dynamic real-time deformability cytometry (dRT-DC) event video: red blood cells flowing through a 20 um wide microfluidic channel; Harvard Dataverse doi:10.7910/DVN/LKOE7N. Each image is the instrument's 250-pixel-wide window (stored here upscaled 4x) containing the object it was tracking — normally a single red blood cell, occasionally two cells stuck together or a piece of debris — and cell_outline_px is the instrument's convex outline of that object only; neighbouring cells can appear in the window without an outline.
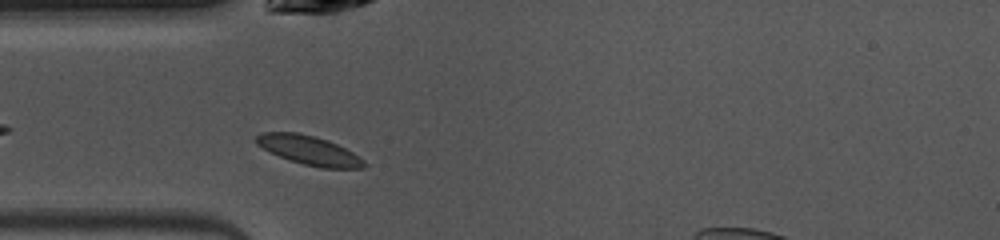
{"species": "common noctule bat (a hibernating species)", "species_latin": "Nyctalus noctula", "temperature_condition": "warm", "stored_images_in_passage": 24, "camera_frame_rate_fps": 3000, "um_per_image_px": 0.085, "animal": {"sex": "female", "body_mass_g": 10.0, "forearm_length_mm": 53.1}, "frame": {"image": 1, "passage_image": 2, "time_ms": 0.333, "image_size_px": [1000, 240], "cell_outline_px": [[368, 164], [364, 168], [320, 168], [288, 160], [256, 144], [256, 136], [260, 132], [300, 132], [328, 140], [352, 152], [364, 160]], "centroid_in_image_um": [26.28, 12.77], "position_along_channel_um": 58.7, "area_um2": 18.21}}
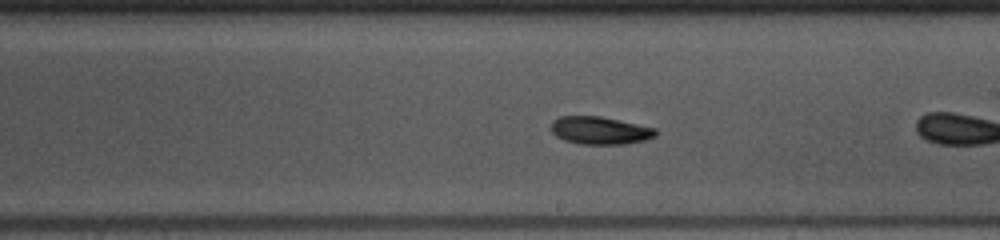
{"frame": {"image": 2, "passage_image": 13, "time_ms": 4.0, "image_size_px": [1000, 240], "cell_outline_px": [[656, 136], [644, 140], [624, 144], [580, 144], [564, 140], [556, 136], [552, 132], [552, 120], [560, 116], [600, 116], [656, 128]], "centroid_in_image_um": [50.98, 11.09], "position_along_channel_um": 238.0, "area_um2": 16.82}}
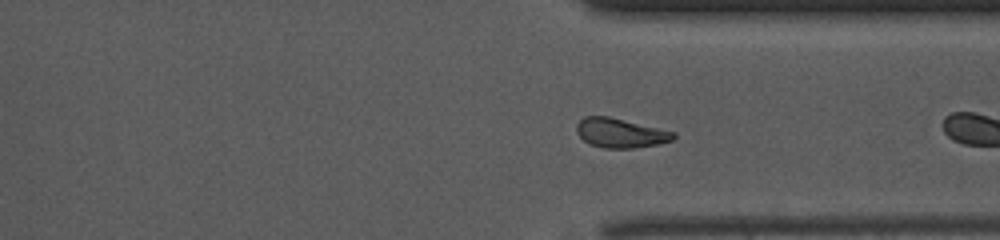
{"frame": {"image": 3, "passage_image": 22, "time_ms": 7.0, "image_size_px": [1000, 240], "cell_outline_px": [[676, 136], [672, 140], [656, 144], [636, 148], [604, 148], [588, 144], [576, 132], [576, 124], [584, 116], [608, 116], [676, 132]], "centroid_in_image_um": [52.71, 11.3], "position_along_channel_um": 358.7, "area_um2": 16.59}}